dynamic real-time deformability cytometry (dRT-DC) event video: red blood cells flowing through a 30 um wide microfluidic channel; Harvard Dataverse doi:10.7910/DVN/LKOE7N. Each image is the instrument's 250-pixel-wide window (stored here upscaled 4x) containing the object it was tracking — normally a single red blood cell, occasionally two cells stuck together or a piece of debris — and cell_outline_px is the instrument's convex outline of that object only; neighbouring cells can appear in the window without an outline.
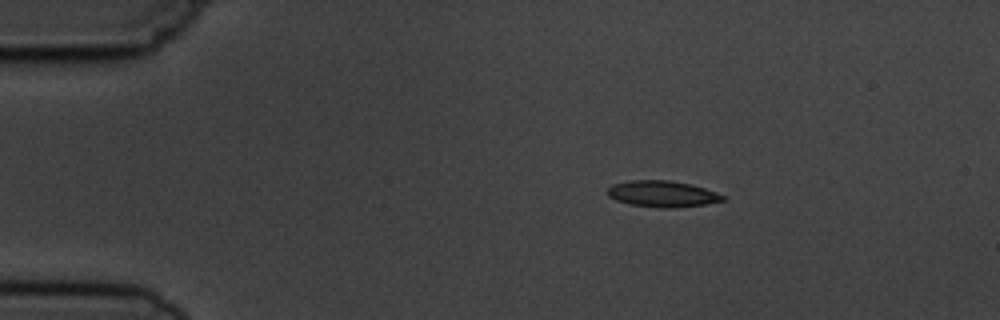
{"species": "common noctule bat (a hibernating species)", "species_latin": "Nyctalus noctula", "temperature_condition": "cold", "stored_images_in_passage": 3, "camera_frame_rate_fps": 3000, "um_per_image_px": 0.085, "animal": {"sex": "male", "body_mass_g": 19.5, "forearm_length_mm": 54.6}, "frame": {"image": 1, "passage_image": 2, "time_ms": 1.0, "image_size_px": [1000, 320], "cell_outline_px": [[724, 200], [704, 204], [672, 208], [660, 208], [628, 204], [616, 200], [608, 196], [608, 188], [612, 184], [632, 180], [672, 180], [692, 184], [716, 192], [724, 196]], "centroid_in_image_um": [56.28, 16.47], "position_along_channel_um": 28.7, "area_um2": 17.63}}